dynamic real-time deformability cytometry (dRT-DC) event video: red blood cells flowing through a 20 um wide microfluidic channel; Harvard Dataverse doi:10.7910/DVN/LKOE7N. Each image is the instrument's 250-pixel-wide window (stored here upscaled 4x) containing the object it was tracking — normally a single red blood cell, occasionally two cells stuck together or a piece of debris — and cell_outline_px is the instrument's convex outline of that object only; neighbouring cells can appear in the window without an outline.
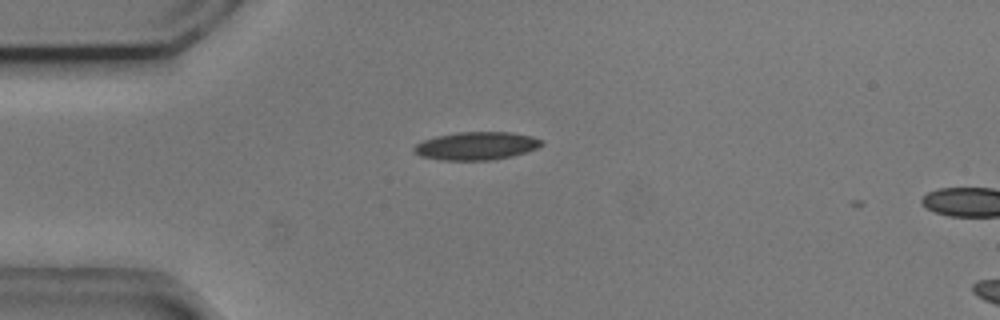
{"species": "common noctule bat (a hibernating species)", "species_latin": "Nyctalus noctula", "temperature_condition": "cold", "stored_images_in_passage": 3, "camera_frame_rate_fps": 3000, "um_per_image_px": 0.085, "animal": {"sex": "male", "body_mass_g": 20.5, "forearm_length_mm": 52.5}, "frame": {"image": 1, "passage_image": 1, "time_ms": 0.0, "image_size_px": [1000, 320], "cell_outline_px": [[544, 144], [536, 148], [512, 156], [492, 160], [444, 160], [420, 156], [412, 148], [416, 144], [424, 140], [436, 136], [456, 132], [512, 132], [532, 136], [544, 140]], "centroid_in_image_um": [40.51, 12.39], "position_along_channel_um": 44.5, "area_um2": 20.81}}